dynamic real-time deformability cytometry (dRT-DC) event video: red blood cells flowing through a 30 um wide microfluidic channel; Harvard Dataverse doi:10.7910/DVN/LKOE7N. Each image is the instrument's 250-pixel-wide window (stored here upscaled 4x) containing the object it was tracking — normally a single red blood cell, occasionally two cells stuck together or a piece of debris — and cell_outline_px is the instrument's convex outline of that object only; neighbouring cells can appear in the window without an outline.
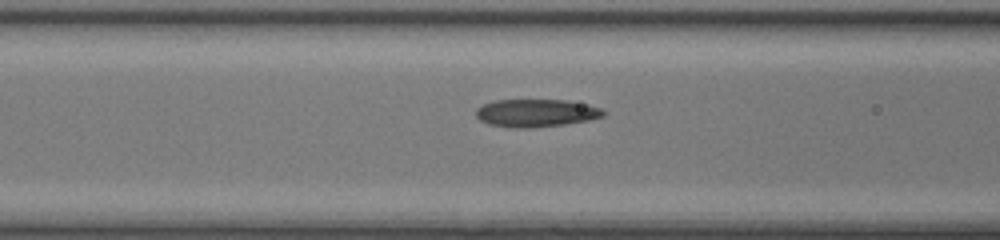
{"species": "common noctule bat (a hibernating species)", "species_latin": "Nyctalus noctula", "temperature_condition": "room temperature", "stored_images_in_passage": 7, "camera_frame_rate_fps": 3000, "um_per_image_px": 0.085, "animal": {"sex": "female", "body_mass_g": 17.0, "forearm_length_mm": 48.0}, "frame": {"image": 1, "passage_image": 5, "time_ms": 1.333, "image_size_px": [1000, 240], "cell_outline_px": [[604, 116], [588, 120], [564, 124], [528, 128], [516, 128], [488, 124], [480, 120], [476, 116], [476, 108], [484, 104], [496, 100], [564, 100], [600, 108], [604, 112]], "centroid_in_image_um": [45.51, 9.61], "position_along_channel_um": 121.1, "area_um2": 20.29}}